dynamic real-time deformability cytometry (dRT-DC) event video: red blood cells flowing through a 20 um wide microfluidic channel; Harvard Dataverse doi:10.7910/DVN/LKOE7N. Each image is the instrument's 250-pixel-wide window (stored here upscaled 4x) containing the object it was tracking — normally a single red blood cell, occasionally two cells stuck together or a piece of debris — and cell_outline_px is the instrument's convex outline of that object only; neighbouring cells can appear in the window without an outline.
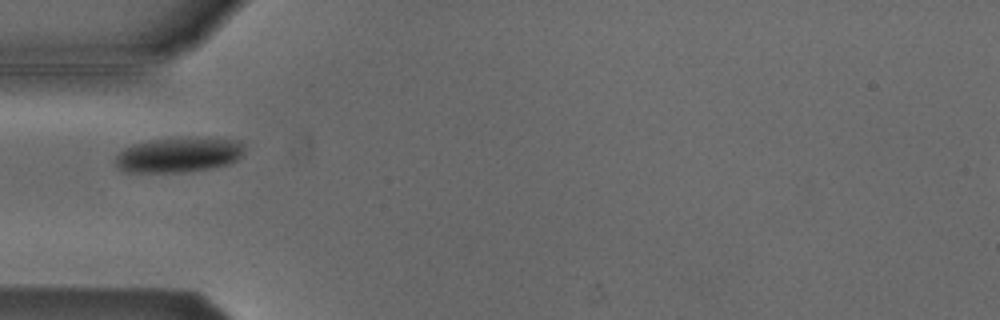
{"species": "Egyptian fruit bat (a non-hibernating species)", "species_latin": "Rousettus aegyptiacus", "temperature_condition": "cold", "stored_images_in_passage": 1, "camera_frame_rate_fps": 3000, "um_per_image_px": 0.085, "animal": {"sex": "male"}, "frame": {"image": 1, "passage_image": 1, "time_ms": 0.0, "image_size_px": [1000, 320], "cell_outline_px": [[244, 156], [228, 164], [212, 168], [184, 172], [128, 172], [120, 168], [116, 164], [116, 156], [124, 148], [132, 144], [152, 140], [188, 136], [236, 140], [244, 144]], "centroid_in_image_um": [15.24, 13.14], "position_along_channel_um": 69.8, "area_um2": 26.59}}